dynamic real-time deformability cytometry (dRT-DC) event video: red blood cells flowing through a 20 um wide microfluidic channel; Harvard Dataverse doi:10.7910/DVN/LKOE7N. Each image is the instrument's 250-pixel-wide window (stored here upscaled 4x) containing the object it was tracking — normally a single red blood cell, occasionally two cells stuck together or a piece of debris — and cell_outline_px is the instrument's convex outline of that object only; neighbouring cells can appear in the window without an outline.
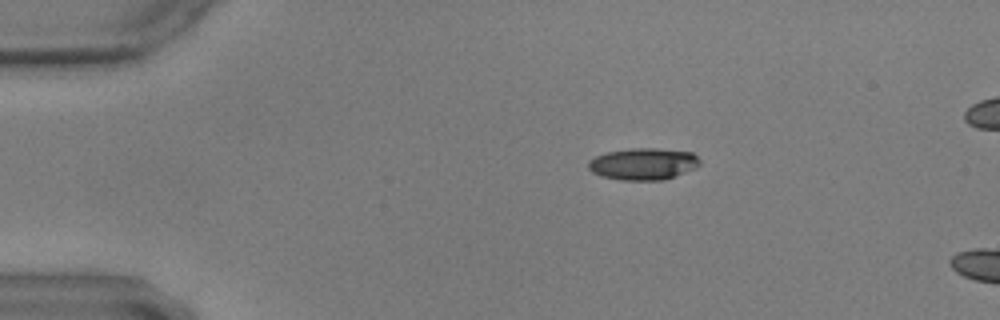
{"species": "common noctule bat (a hibernating species)", "species_latin": "Nyctalus noctula", "temperature_condition": "warm", "stored_images_in_passage": 5, "camera_frame_rate_fps": 3000, "um_per_image_px": 0.085, "animal": {"sex": "male", "body_mass_g": 17.9, "forearm_length_mm": 54.2}, "frame": {"image": 1, "passage_image": 1, "time_ms": 0.0, "image_size_px": [1000, 320], "cell_outline_px": [[700, 164], [696, 168], [664, 180], [620, 180], [600, 176], [592, 172], [588, 168], [588, 160], [596, 156], [608, 152], [632, 148], [656, 148], [692, 152], [700, 160]], "centroid_in_image_um": [54.67, 13.94], "position_along_channel_um": 30.3, "area_um2": 20.75}}